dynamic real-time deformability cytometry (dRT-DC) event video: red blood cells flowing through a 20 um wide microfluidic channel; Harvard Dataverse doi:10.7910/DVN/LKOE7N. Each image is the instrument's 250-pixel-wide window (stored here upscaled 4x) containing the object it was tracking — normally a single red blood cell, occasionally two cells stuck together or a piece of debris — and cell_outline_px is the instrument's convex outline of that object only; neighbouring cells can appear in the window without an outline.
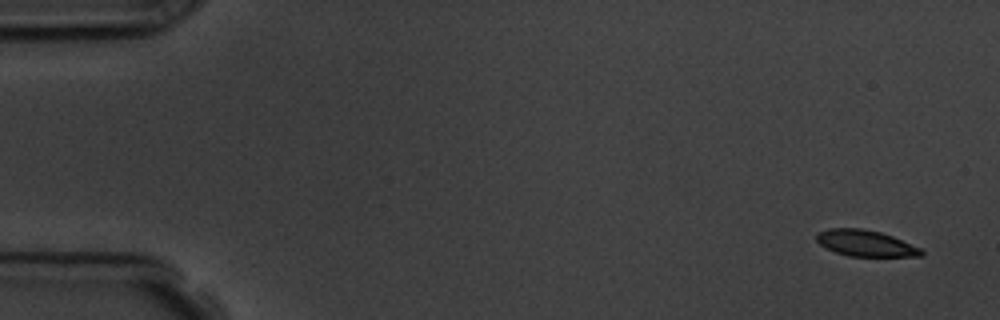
{"species": "common noctule bat (a hibernating species)", "species_latin": "Nyctalus noctula", "temperature_condition": "room temperature", "stored_images_in_passage": 5, "camera_frame_rate_fps": 3000, "um_per_image_px": 0.085, "animal": {"sex": "male", "body_mass_g": 19.5, "forearm_length_mm": 54.6}, "frame": {"image": 1, "passage_image": 1, "time_ms": 0.0, "image_size_px": [1000, 320], "cell_outline_px": [[924, 256], [848, 256], [836, 252], [820, 244], [816, 240], [816, 232], [828, 228], [860, 228], [880, 232], [892, 236], [920, 248], [924, 252]], "centroid_in_image_um": [73.55, 20.67], "position_along_channel_um": 11.5, "area_um2": 15.9}}
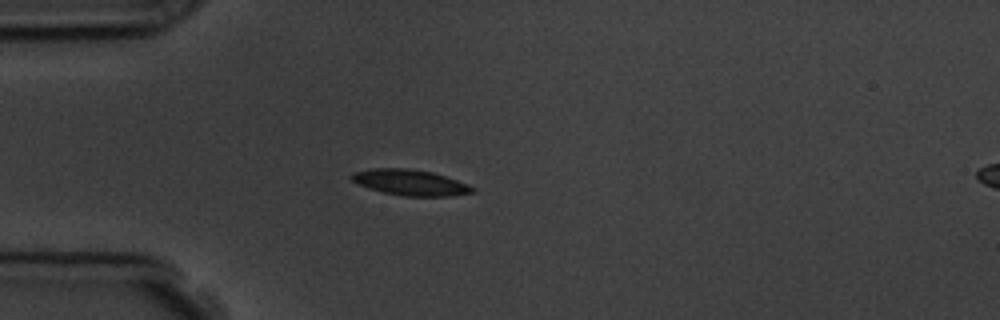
{"frame": {"image": 2, "passage_image": 4, "time_ms": 4.333, "image_size_px": [1000, 320], "cell_outline_px": [[476, 192], [452, 196], [400, 196], [368, 188], [356, 184], [348, 176], [352, 172], [372, 168], [408, 168], [432, 172], [468, 184], [476, 188]], "centroid_in_image_um": [34.85, 15.51], "position_along_channel_um": 50.2, "area_um2": 18.38}}